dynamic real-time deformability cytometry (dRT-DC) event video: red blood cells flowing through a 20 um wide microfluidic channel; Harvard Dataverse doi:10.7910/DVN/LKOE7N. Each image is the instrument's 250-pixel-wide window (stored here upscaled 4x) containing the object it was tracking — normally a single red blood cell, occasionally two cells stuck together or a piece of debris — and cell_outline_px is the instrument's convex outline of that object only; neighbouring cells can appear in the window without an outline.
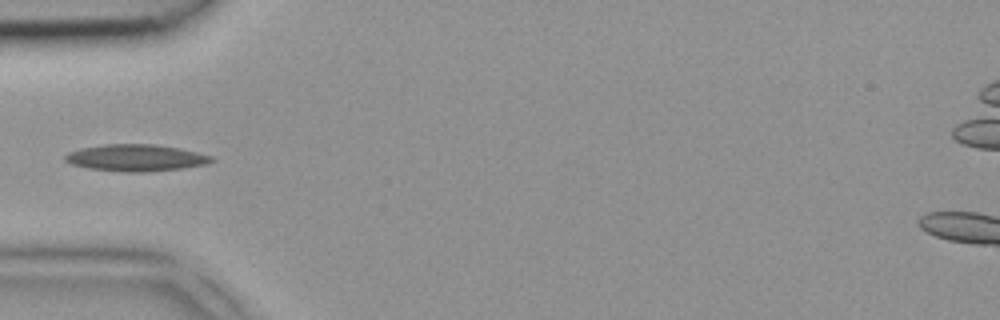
{"species": "common noctule bat (a hibernating species)", "species_latin": "Nyctalus noctula", "temperature_condition": "room temperature", "stored_images_in_passage": 3, "camera_frame_rate_fps": 3000, "um_per_image_px": 0.085, "animal": {"sex": "female", "body_mass_g": 18.4}, "frame": {"image": 1, "passage_image": 2, "time_ms": 0.333, "image_size_px": [1000, 320], "cell_outline_px": [[216, 160], [208, 164], [180, 168], [144, 172], [124, 172], [88, 168], [72, 164], [64, 160], [64, 156], [68, 152], [80, 148], [104, 144], [156, 144], [180, 148], [212, 156]], "centroid_in_image_um": [11.55, 13.41], "position_along_channel_um": 73.5, "area_um2": 22.89}}